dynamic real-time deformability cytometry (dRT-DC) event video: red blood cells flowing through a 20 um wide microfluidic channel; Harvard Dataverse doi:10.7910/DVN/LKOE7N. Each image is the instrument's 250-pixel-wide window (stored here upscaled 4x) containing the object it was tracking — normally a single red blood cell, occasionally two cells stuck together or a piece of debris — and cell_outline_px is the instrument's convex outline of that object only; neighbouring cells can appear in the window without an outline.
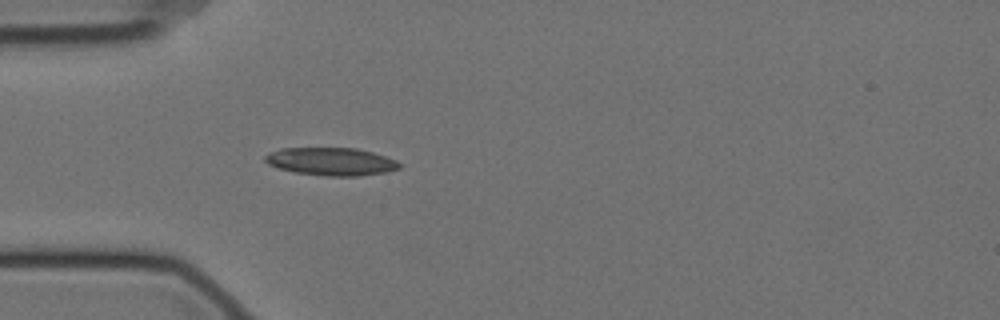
{"species": "Egyptian fruit bat (a non-hibernating species)", "species_latin": "Rousettus aegyptiacus", "temperature_condition": "cold", "stored_images_in_passage": 42, "camera_frame_rate_fps": 3000, "um_per_image_px": 0.085, "animal": {"sex": "female"}, "frame": {"image": 1, "passage_image": 1, "time_ms": 0.0, "image_size_px": [1000, 320], "cell_outline_px": [[400, 168], [384, 172], [356, 176], [328, 176], [296, 172], [280, 168], [268, 164], [264, 160], [264, 156], [280, 148], [356, 148], [372, 152], [396, 160], [400, 164]], "centroid_in_image_um": [28.14, 13.72], "position_along_channel_um": 56.9, "area_um2": 21.5}}
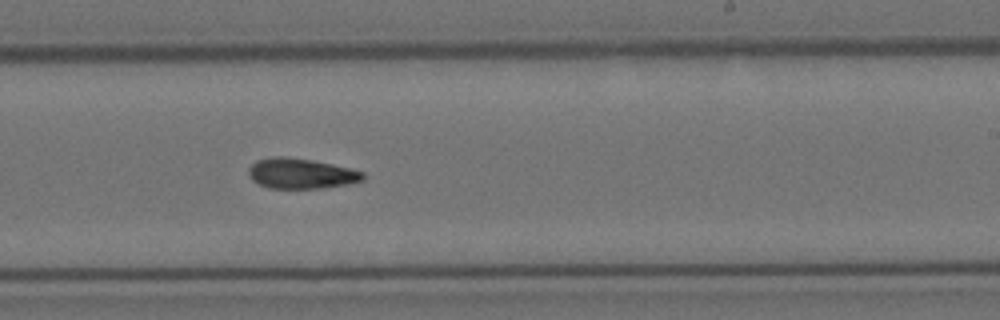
{"frame": {"image": 2, "passage_image": 19, "time_ms": 6.0, "image_size_px": [1000, 320], "cell_outline_px": [[364, 180], [348, 184], [324, 188], [268, 188], [252, 180], [248, 172], [248, 168], [256, 160], [272, 156], [284, 156], [312, 160], [332, 164], [364, 172]], "centroid_in_image_um": [25.57, 14.74], "position_along_channel_um": 263.4, "area_um2": 20.23}}
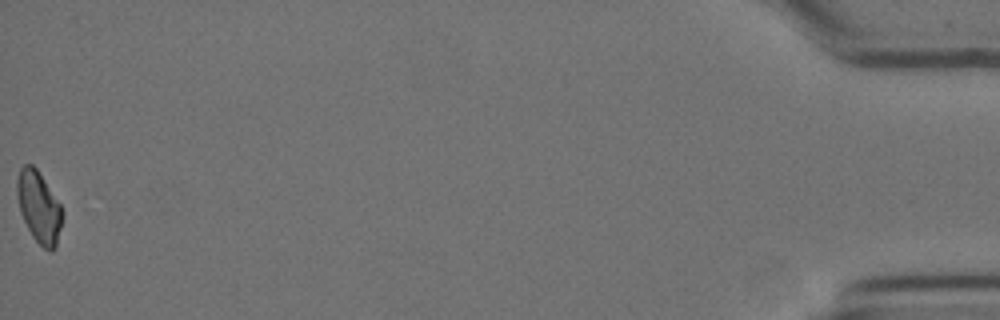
{"frame": {"image": 3, "passage_image": 42, "time_ms": 13.667, "image_size_px": [1000, 320], "cell_outline_px": [[64, 212], [56, 248], [52, 252], [48, 252], [32, 236], [20, 212], [16, 192], [16, 180], [20, 168], [24, 164], [32, 164], [36, 168], [60, 204]], "centroid_in_image_um": [3.31, 17.62], "position_along_channel_um": 431.9, "area_um2": 18.9}, "authors_computed_cell_mechanics": {"area_um2": 19.8254, "velocity_mm_per_s": 3.52, "shape_relaxation_time_tau1_ms": null, "shape_relaxation_time_tau2_ms": 11.1123, "deformation_change_tau1": null, "deformation_change_tau2": 0.1667}}